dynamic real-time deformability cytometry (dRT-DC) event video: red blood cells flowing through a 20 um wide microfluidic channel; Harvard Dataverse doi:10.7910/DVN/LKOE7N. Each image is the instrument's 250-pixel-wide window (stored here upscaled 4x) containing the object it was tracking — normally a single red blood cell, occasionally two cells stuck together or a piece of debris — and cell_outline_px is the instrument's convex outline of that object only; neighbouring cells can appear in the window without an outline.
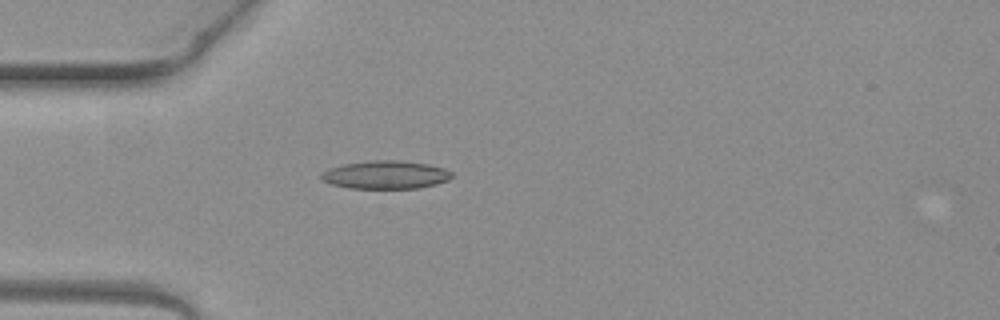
{"species": "common noctule bat (a hibernating species)", "species_latin": "Nyctalus noctula", "temperature_condition": "warm", "stored_images_in_passage": 1, "camera_frame_rate_fps": 3000, "um_per_image_px": 0.085, "animal": {"sex": "female", "body_mass_g": 19.3, "forearm_length_mm": 54.1}, "frame": {"image": 1, "passage_image": 1, "time_ms": 0.0, "image_size_px": [1000, 320], "cell_outline_px": [[452, 176], [448, 180], [436, 184], [416, 188], [348, 188], [332, 184], [324, 180], [320, 176], [320, 172], [328, 168], [340, 164], [372, 160], [396, 160], [428, 164], [444, 168], [452, 172]], "centroid_in_image_um": [32.74, 14.85], "position_along_channel_um": 52.3, "area_um2": 21.44}}